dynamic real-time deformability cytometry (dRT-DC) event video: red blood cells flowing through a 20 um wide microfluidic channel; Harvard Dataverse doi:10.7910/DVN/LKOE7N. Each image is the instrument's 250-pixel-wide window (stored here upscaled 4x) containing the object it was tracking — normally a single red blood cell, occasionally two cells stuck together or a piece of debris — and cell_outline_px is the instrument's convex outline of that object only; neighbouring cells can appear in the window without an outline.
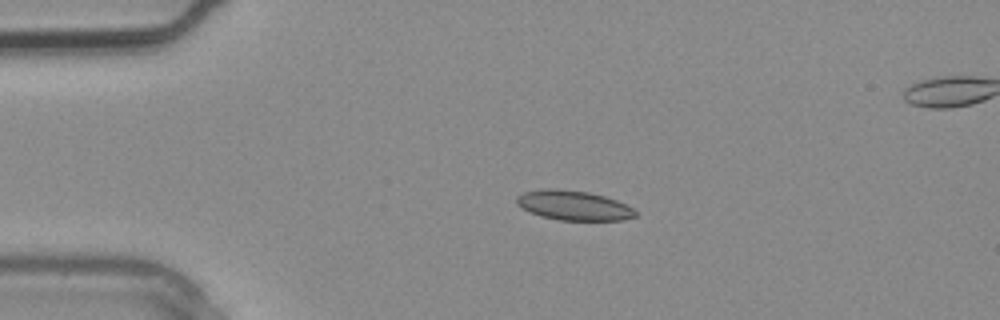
{"species": "common noctule bat (a hibernating species)", "species_latin": "Nyctalus noctula", "temperature_condition": "warm", "stored_images_in_passage": 2, "camera_frame_rate_fps": 3000, "um_per_image_px": 0.085, "animal": {"sex": "male", "body_mass_g": 20.4}, "frame": {"image": 1, "passage_image": 1, "time_ms": 0.0, "image_size_px": [1000, 320], "cell_outline_px": [[636, 216], [620, 220], [560, 220], [540, 216], [516, 204], [516, 196], [524, 192], [540, 188], [556, 188], [588, 192], [604, 196], [616, 200], [632, 208], [636, 212]], "centroid_in_image_um": [48.72, 17.44], "position_along_channel_um": 36.3, "area_um2": 20.4}}